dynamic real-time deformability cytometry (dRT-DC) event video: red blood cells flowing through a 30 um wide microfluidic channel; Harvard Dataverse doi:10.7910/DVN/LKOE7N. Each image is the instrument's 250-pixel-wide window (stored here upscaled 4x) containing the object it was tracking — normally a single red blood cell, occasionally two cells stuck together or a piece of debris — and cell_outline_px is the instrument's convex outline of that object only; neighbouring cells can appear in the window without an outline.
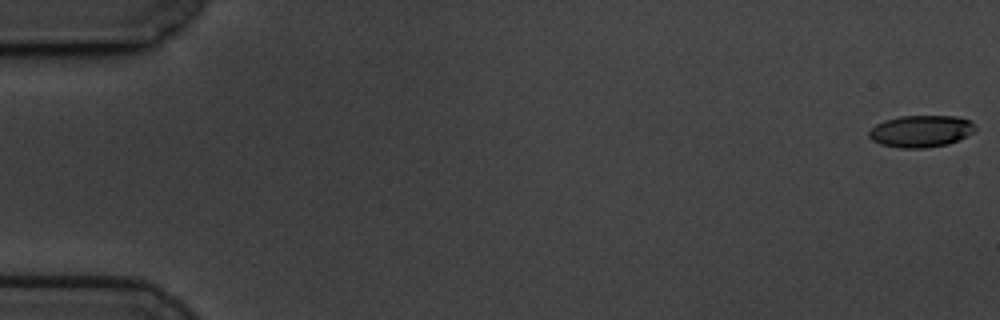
{"species": "common noctule bat (a hibernating species)", "species_latin": "Nyctalus noctula", "temperature_condition": "cold", "stored_images_in_passage": 60, "camera_frame_rate_fps": 3000, "um_per_image_px": 0.085, "animal": {"sex": "male", "body_mass_g": 19.5, "forearm_length_mm": 54.6}, "frame": {"image": 1, "passage_image": 1, "time_ms": 0.0, "image_size_px": [1000, 320], "cell_outline_px": [[976, 128], [972, 132], [948, 144], [924, 148], [900, 148], [880, 144], [872, 140], [868, 136], [868, 132], [876, 124], [884, 120], [900, 116], [956, 116], [968, 120], [976, 124]], "centroid_in_image_um": [78.24, 11.15], "position_along_channel_um": 6.8, "area_um2": 19.65}}
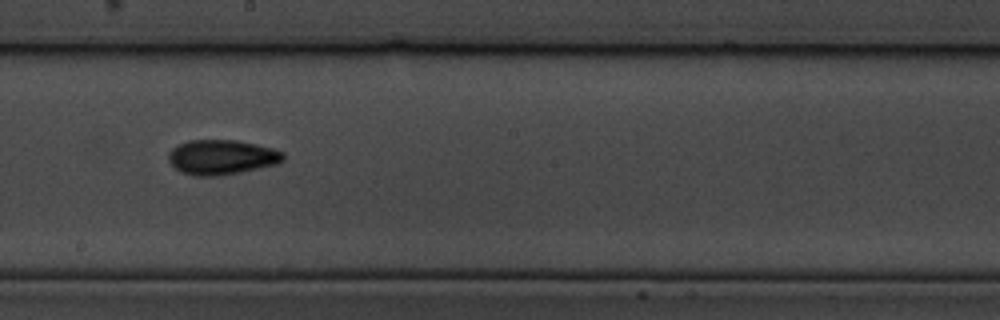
{"frame": {"image": 2, "passage_image": 34, "time_ms": 11.0, "image_size_px": [1000, 320], "cell_outline_px": [[284, 160], [276, 164], [240, 172], [216, 176], [196, 176], [180, 172], [168, 160], [168, 152], [172, 148], [188, 140], [236, 140], [256, 144], [272, 148], [284, 152]], "centroid_in_image_um": [18.83, 13.36], "position_along_channel_um": 229.4, "area_um2": 23.24}}
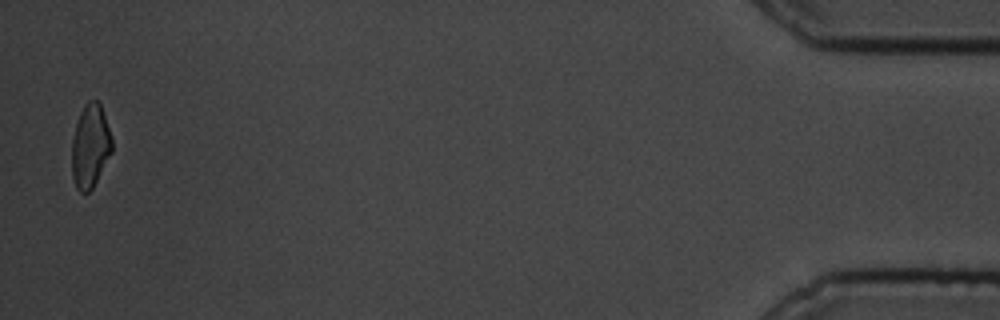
{"frame": {"image": 3, "passage_image": 59, "time_ms": 19.333, "image_size_px": [1000, 320], "cell_outline_px": [[112, 152], [92, 188], [88, 192], [80, 192], [76, 188], [72, 176], [72, 140], [76, 124], [80, 112], [84, 104], [88, 100], [96, 100], [100, 104], [112, 136]], "centroid_in_image_um": [7.67, 12.41], "position_along_channel_um": 427.5, "area_um2": 19.48}, "authors_computed_cell_mechanics": {"area_um2": 20.808, "velocity_mm_per_s": 3.413, "shape_relaxation_time_tau1_ms": 3.6416, "shape_relaxation_time_tau2_ms": 5.2662, "deformation_change_tau1": 0.1213, "deformation_change_tau2": 0.1018}}